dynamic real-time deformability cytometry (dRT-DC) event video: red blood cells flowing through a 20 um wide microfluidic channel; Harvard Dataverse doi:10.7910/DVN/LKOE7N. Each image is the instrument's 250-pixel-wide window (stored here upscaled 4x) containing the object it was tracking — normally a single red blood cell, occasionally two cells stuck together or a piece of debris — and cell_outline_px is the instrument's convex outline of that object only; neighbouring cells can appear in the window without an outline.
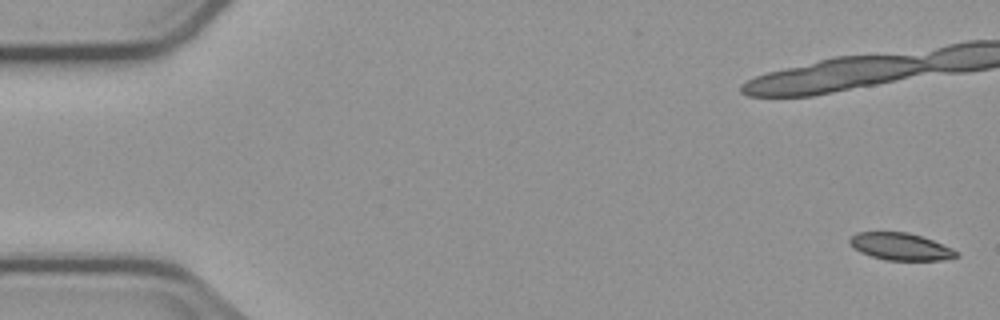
{"species": "common noctule bat (a hibernating species)", "species_latin": "Nyctalus noctula", "temperature_condition": "cold", "stored_images_in_passage": 6, "camera_frame_rate_fps": 3000, "um_per_image_px": 0.085, "animal": {"sex": "male", "body_mass_g": 23.1, "forearm_length_mm": 52.7}, "frame": {"image": 1, "passage_image": 1, "time_ms": 0.0, "image_size_px": [1000, 320], "cell_outline_px": [[960, 256], [940, 260], [888, 260], [872, 256], [860, 252], [848, 240], [856, 232], [908, 232], [932, 240], [952, 248], [960, 252]], "centroid_in_image_um": [76.59, 20.96], "position_along_channel_um": 8.4, "area_um2": 16.7}}
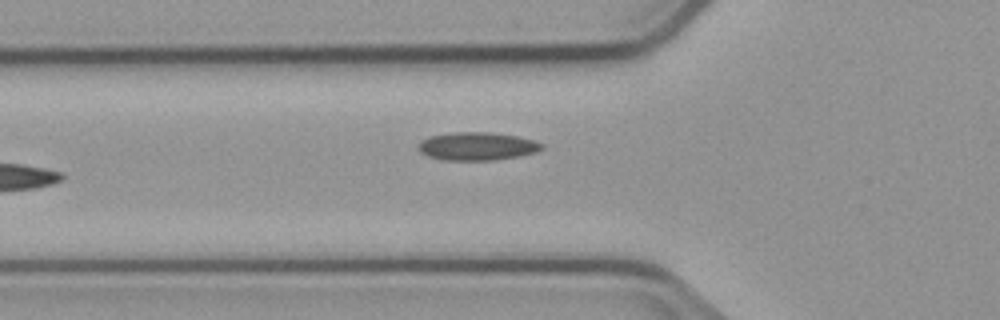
{"frame": {"image": 2, "passage_image": 6, "time_ms": 7.0, "image_size_px": [1000, 320], "cell_outline_px": [[544, 148], [536, 152], [520, 156], [492, 160], [448, 160], [428, 156], [420, 152], [420, 144], [424, 140], [432, 136], [452, 132], [492, 132], [516, 136], [532, 140], [544, 144]], "centroid_in_image_um": [40.62, 12.43], "position_along_channel_um": 85.2, "area_um2": 19.94}}